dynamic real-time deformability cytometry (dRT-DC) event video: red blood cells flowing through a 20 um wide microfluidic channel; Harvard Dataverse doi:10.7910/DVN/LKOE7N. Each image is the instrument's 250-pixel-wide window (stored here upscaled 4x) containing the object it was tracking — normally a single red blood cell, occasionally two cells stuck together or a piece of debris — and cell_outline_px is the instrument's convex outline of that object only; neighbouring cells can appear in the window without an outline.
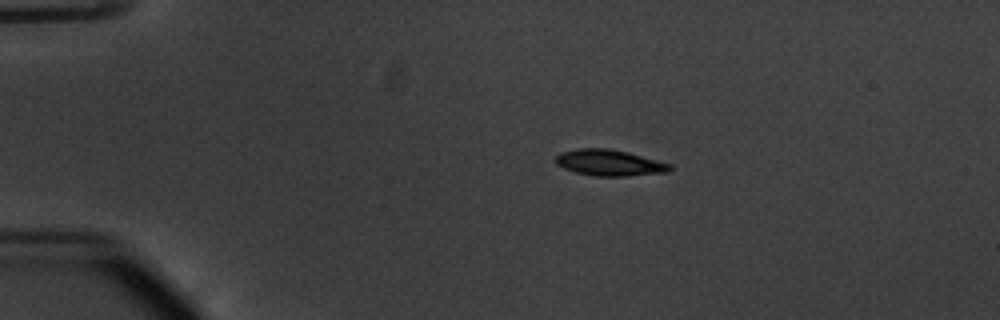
{"species": "common noctule bat (a hibernating species)", "species_latin": "Nyctalus noctula", "temperature_condition": "warm", "stored_images_in_passage": 44, "camera_frame_rate_fps": 3000, "um_per_image_px": 0.085, "animal": {"sex": "male", "body_mass_g": 20.1, "forearm_length_mm": 53.5}, "frame": {"image": 1, "passage_image": 1, "time_ms": 0.0, "image_size_px": [1000, 320], "cell_outline_px": [[672, 168], [668, 172], [624, 176], [596, 176], [576, 172], [564, 168], [556, 164], [556, 156], [560, 152], [580, 148], [608, 148], [628, 152], [672, 164]], "centroid_in_image_um": [51.81, 13.83], "position_along_channel_um": 33.2, "area_um2": 17.34}}
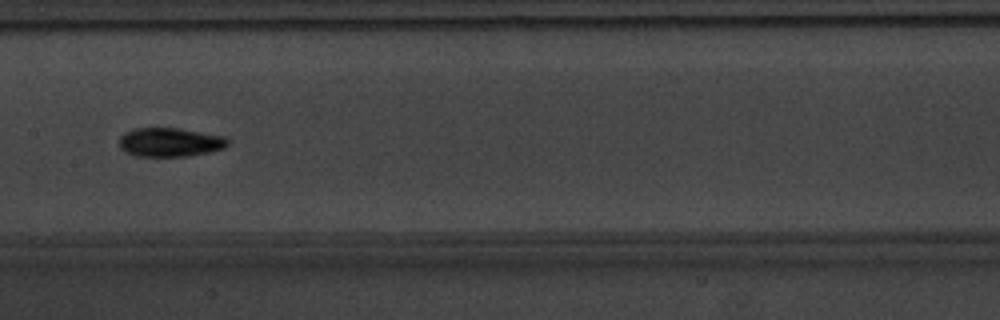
{"frame": {"image": 2, "passage_image": 18, "time_ms": 5.667, "image_size_px": [1000, 320], "cell_outline_px": [[228, 144], [224, 148], [208, 152], [188, 156], [136, 156], [124, 152], [120, 148], [120, 136], [124, 132], [132, 128], [180, 128], [224, 136], [228, 140]], "centroid_in_image_um": [14.41, 12.08], "position_along_channel_um": 193.0, "area_um2": 18.38}}
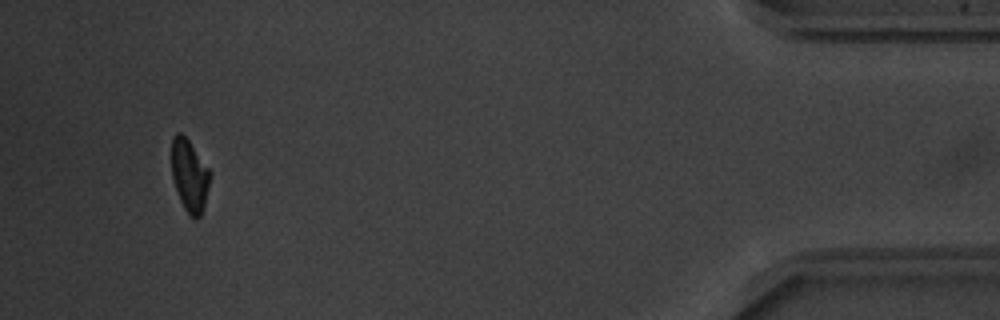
{"frame": {"image": 3, "passage_image": 41, "time_ms": 13.333, "image_size_px": [1000, 320], "cell_outline_px": [[212, 172], [204, 204], [200, 216], [196, 220], [184, 208], [180, 200], [172, 176], [172, 136], [176, 132], [180, 132], [188, 140]], "centroid_in_image_um": [16.11, 14.89], "position_along_channel_um": 419.1, "area_um2": 15.95}, "authors_computed_cell_mechanics": {"area_um2": 17.5134, "velocity_mm_per_s": 3.7995, "shape_relaxation_time_tau1_ms": 2.5305, "shape_relaxation_time_tau2_ms": 4.0102, "deformation_change_tau1": 0.1398, "deformation_change_tau2": 0.0851}}